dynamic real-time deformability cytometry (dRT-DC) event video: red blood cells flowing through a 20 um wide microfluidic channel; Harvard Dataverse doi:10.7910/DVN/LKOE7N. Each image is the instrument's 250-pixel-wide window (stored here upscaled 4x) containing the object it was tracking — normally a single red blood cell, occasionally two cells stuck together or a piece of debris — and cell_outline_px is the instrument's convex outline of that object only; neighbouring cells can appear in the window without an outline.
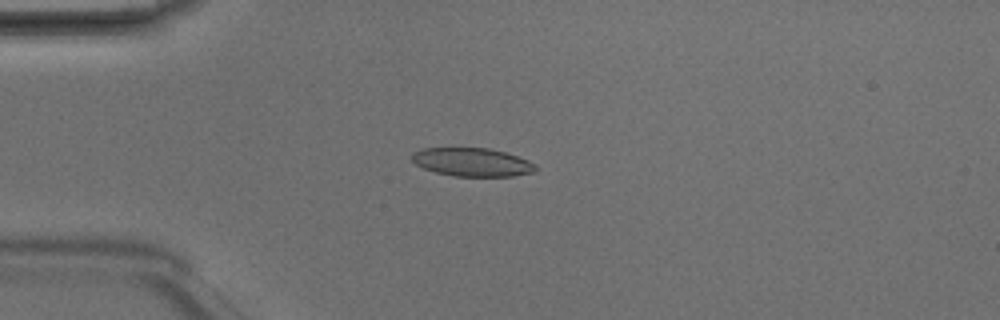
{"species": "Egyptian fruit bat (a non-hibernating species)", "species_latin": "Rousettus aegyptiacus", "temperature_condition": "room temperature", "stored_images_in_passage": 3, "camera_frame_rate_fps": 3000, "um_per_image_px": 0.085, "animal": {"sex": "male"}, "frame": {"image": 1, "passage_image": 2, "time_ms": 0.333, "image_size_px": [1000, 320], "cell_outline_px": [[536, 168], [532, 172], [512, 176], [452, 176], [436, 172], [424, 168], [416, 164], [412, 160], [412, 152], [424, 148], [488, 148], [504, 152], [528, 160], [536, 164]], "centroid_in_image_um": [40.11, 13.78], "position_along_channel_um": 44.9, "area_um2": 20.29}}